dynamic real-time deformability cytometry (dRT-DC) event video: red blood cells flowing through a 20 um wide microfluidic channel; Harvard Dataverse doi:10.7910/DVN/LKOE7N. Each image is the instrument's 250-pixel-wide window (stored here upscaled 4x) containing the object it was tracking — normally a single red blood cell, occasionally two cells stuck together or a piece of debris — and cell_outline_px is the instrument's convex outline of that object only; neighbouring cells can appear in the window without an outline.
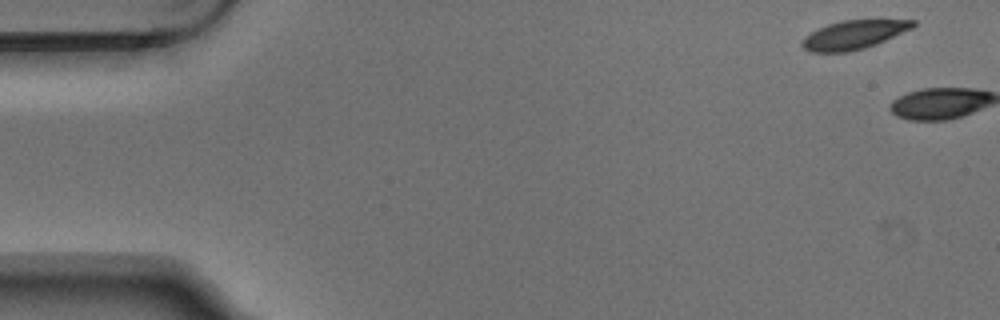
{"species": "Egyptian fruit bat (a non-hibernating species)", "species_latin": "Rousettus aegyptiacus", "temperature_condition": "warm", "stored_images_in_passage": 6, "camera_frame_rate_fps": 3000, "um_per_image_px": 0.085, "animal": {"sex": "male"}, "frame": {"image": 1, "passage_image": 1, "time_ms": 0.0, "image_size_px": [1000, 320], "cell_outline_px": [[916, 24], [912, 28], [876, 44], [864, 48], [848, 52], [808, 52], [800, 44], [804, 36], [828, 24], [844, 20], [916, 20]], "centroid_in_image_um": [72.55, 2.96], "position_along_channel_um": 12.5, "area_um2": 18.38}}